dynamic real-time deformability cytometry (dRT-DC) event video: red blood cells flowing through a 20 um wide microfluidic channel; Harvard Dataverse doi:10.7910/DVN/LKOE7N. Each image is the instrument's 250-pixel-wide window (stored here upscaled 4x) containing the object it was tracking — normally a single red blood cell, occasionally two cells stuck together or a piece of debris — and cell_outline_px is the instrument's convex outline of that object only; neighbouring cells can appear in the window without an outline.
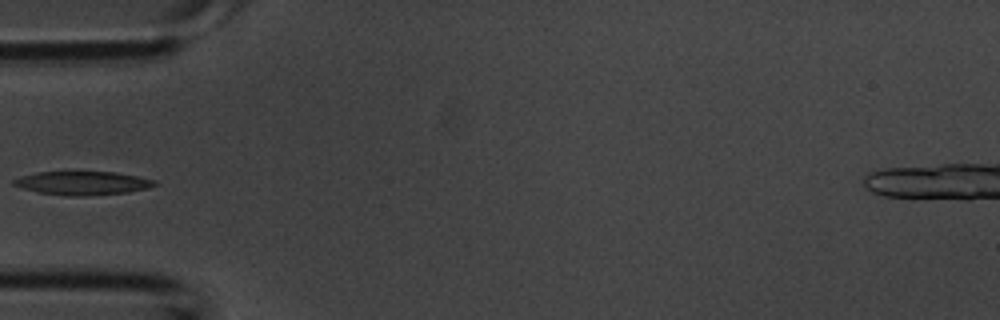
{"species": "common noctule bat (a hibernating species)", "species_latin": "Nyctalus noctula", "temperature_condition": "room temperature", "stored_images_in_passage": 3, "camera_frame_rate_fps": 3000, "um_per_image_px": 0.085, "animal": {"sex": "male", "body_mass_g": 20.1, "forearm_length_mm": 53.5}, "frame": {"image": 1, "passage_image": 3, "time_ms": 0.667, "image_size_px": [1000, 320], "cell_outline_px": [[156, 184], [148, 188], [128, 192], [80, 196], [68, 196], [40, 192], [24, 188], [12, 184], [12, 180], [20, 176], [36, 172], [116, 172], [156, 180]], "centroid_in_image_um": [7.01, 15.55], "position_along_channel_um": 78.0, "area_um2": 19.13}}